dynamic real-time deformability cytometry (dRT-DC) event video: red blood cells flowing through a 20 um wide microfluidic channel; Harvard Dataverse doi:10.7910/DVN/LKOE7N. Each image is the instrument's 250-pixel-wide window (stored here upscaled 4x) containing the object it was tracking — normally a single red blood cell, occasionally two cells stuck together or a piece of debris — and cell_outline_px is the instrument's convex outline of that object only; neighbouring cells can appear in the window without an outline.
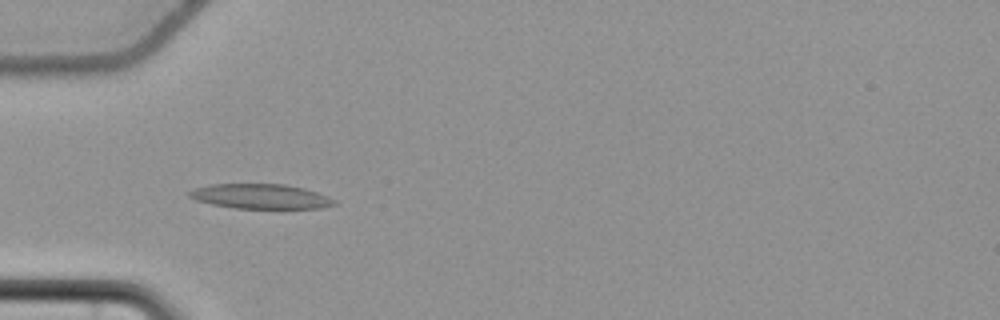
{"species": "common noctule bat (a hibernating species)", "species_latin": "Nyctalus noctula", "temperature_condition": "cold", "stored_images_in_passage": 58, "camera_frame_rate_fps": 3000, "um_per_image_px": 0.085, "animal": {"sex": "female", "body_mass_g": 22.7, "forearm_length_mm": 54.2}, "frame": {"image": 1, "passage_image": 20, "time_ms": 6.333, "image_size_px": [1000, 320], "cell_outline_px": [[336, 204], [320, 208], [236, 208], [212, 204], [196, 200], [188, 196], [188, 192], [192, 188], [212, 184], [284, 184], [304, 188], [328, 196], [336, 200]], "centroid_in_image_um": [22.13, 16.68], "position_along_channel_um": 62.9, "area_um2": 20.87}}
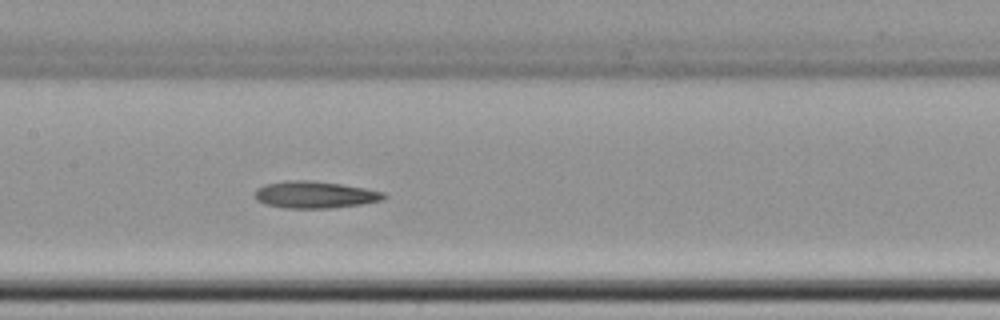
{"frame": {"image": 2, "passage_image": 30, "time_ms": 9.667, "image_size_px": [1000, 320], "cell_outline_px": [[388, 196], [384, 200], [360, 204], [332, 208], [284, 208], [264, 204], [256, 200], [256, 188], [264, 184], [288, 180], [312, 180], [340, 184], [364, 188], [384, 192]], "centroid_in_image_um": [26.76, 16.55], "position_along_channel_um": 180.6, "area_um2": 20.35}}
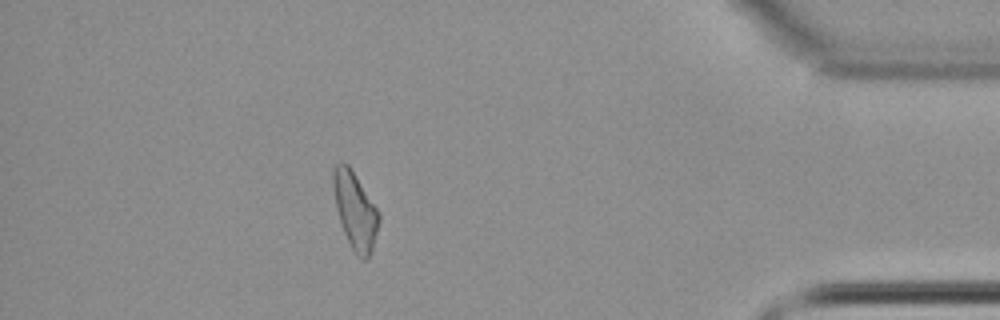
{"frame": {"image": 3, "passage_image": 52, "time_ms": 17.0, "image_size_px": [1000, 320], "cell_outline_px": [[380, 220], [372, 248], [368, 260], [364, 260], [352, 248], [340, 224], [336, 208], [332, 184], [332, 168], [340, 160], [348, 164], [380, 212]], "centroid_in_image_um": [30.17, 17.84], "position_along_channel_um": 405.0, "area_um2": 20.46}, "authors_computed_cell_mechanics": {"area_um2": 20.4901, "velocity_mm_per_s": 3.6677, "shape_relaxation_time_tau1_ms": 6.7467, "shape_relaxation_time_tau2_ms": 6.1585, "deformation_change_tau1": 0.1263, "deformation_change_tau2": 0.1401}}